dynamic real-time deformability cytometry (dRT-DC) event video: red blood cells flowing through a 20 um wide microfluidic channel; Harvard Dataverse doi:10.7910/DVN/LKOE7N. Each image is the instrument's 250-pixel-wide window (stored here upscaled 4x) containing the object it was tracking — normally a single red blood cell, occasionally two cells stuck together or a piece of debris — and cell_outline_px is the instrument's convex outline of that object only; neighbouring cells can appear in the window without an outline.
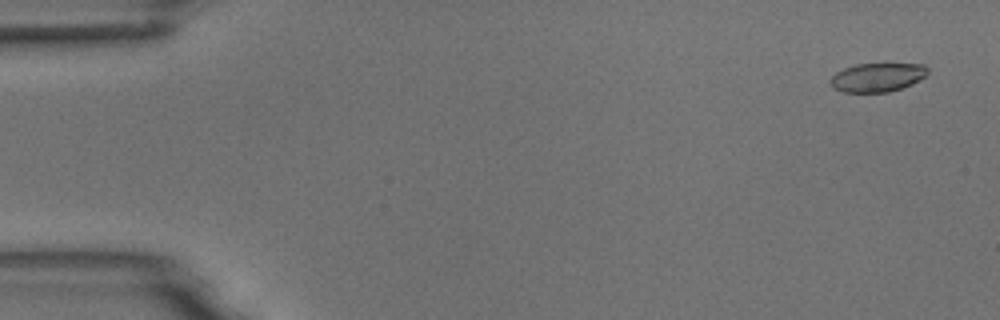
{"species": "common noctule bat (a hibernating species)", "species_latin": "Nyctalus noctula", "temperature_condition": "room temperature", "stored_images_in_passage": 55, "camera_frame_rate_fps": 3000, "um_per_image_px": 0.085, "animal": {"sex": "male", "body_mass_g": 18.8}, "frame": {"image": 1, "passage_image": 3, "time_ms": 0.667, "image_size_px": [1000, 320], "cell_outline_px": [[928, 72], [920, 80], [912, 84], [888, 92], [844, 92], [832, 88], [828, 80], [836, 72], [844, 68], [856, 64], [924, 64], [928, 68]], "centroid_in_image_um": [74.54, 6.57], "position_along_channel_um": 10.5, "area_um2": 16.36}}
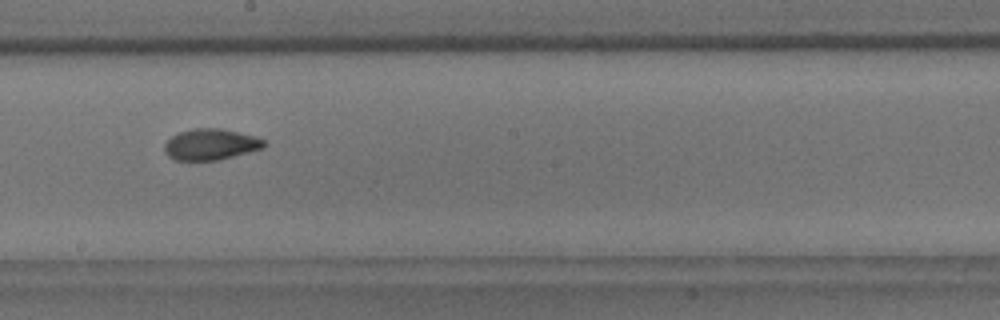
{"frame": {"image": 2, "passage_image": 31, "time_ms": 10.0, "image_size_px": [1000, 320], "cell_outline_px": [[268, 144], [264, 148], [216, 160], [172, 160], [164, 152], [164, 144], [172, 136], [180, 132], [192, 128], [220, 128], [252, 136], [264, 140]], "centroid_in_image_um": [17.87, 12.28], "position_along_channel_um": 230.3, "area_um2": 17.92}}
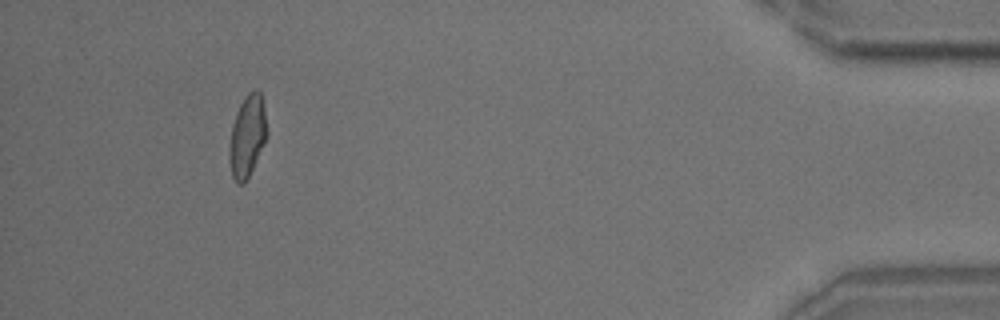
{"frame": {"image": 3, "passage_image": 51, "time_ms": 16.667, "image_size_px": [1000, 320], "cell_outline_px": [[268, 132], [252, 168], [244, 184], [236, 184], [232, 176], [228, 160], [228, 152], [232, 124], [236, 112], [244, 96], [252, 88], [256, 88], [260, 92], [264, 108]], "centroid_in_image_um": [20.99, 11.53], "position_along_channel_um": 414.2, "area_um2": 17.98}, "authors_computed_cell_mechanics": {"area_um2": 17.8602, "velocity_mm_per_s": 3.7184, "shape_relaxation_time_tau1_ms": 4.8739, "shape_relaxation_time_tau2_ms": 2.1858, "deformation_change_tau1": 0.1707, "deformation_change_tau2": 0.0785}}